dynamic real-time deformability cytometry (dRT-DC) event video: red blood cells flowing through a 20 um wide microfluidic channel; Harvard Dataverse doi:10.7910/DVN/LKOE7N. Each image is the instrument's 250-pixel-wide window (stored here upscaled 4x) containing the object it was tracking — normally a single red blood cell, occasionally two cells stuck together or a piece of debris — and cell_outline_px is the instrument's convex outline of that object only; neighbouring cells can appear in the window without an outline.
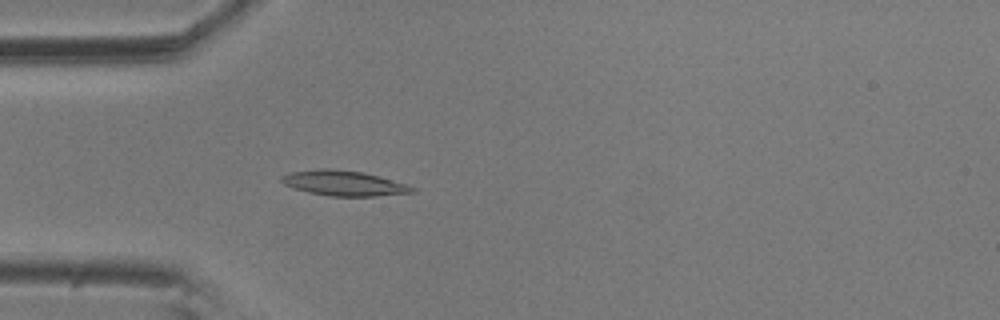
{"species": "common noctule bat (a hibernating species)", "species_latin": "Nyctalus noctula", "temperature_condition": "room temperature", "stored_images_in_passage": 5, "camera_frame_rate_fps": 3000, "um_per_image_px": 0.085, "animal": {"sex": "male", "body_mass_g": 20.5, "forearm_length_mm": 52.5}, "frame": {"image": 1, "passage_image": 5, "time_ms": 1.333, "image_size_px": [1000, 320], "cell_outline_px": [[416, 192], [376, 196], [332, 196], [308, 192], [284, 184], [280, 180], [280, 176], [288, 172], [320, 168], [332, 168], [364, 172], [404, 184], [416, 188]], "centroid_in_image_um": [29.18, 15.56], "position_along_channel_um": 55.8, "area_um2": 19.07}}